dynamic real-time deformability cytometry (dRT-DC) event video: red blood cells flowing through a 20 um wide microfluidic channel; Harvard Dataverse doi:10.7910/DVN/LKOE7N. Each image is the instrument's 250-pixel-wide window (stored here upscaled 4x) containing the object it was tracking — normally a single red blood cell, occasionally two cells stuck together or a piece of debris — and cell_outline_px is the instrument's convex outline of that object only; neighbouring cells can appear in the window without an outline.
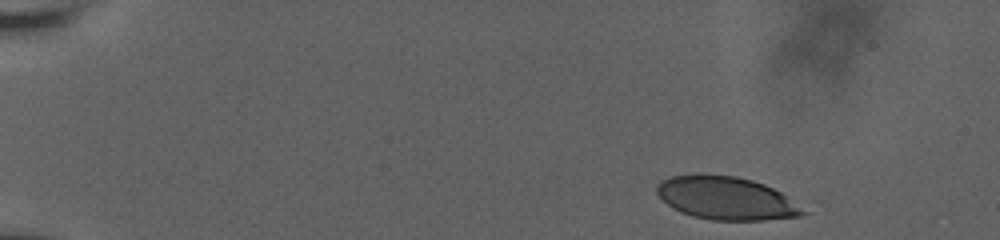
{"species": "human", "species_latin": "Homo sapiens", "temperature_condition": "room temperature", "stored_images_in_passage": 55, "camera_frame_rate_fps": 3000, "um_per_image_px": 0.085, "donor": {"sex": "male"}, "frame": {"image": 1, "passage_image": 1, "time_ms": 0.0, "image_size_px": [1000, 240], "cell_outline_px": [[808, 212], [800, 216], [764, 220], [712, 220], [692, 216], [680, 212], [672, 208], [656, 192], [656, 184], [672, 176], [696, 172], [736, 176], [752, 180], [764, 184], [780, 192]], "centroid_in_image_um": [61.68, 16.83], "position_along_channel_um": 23.3, "area_um2": 36.82}}
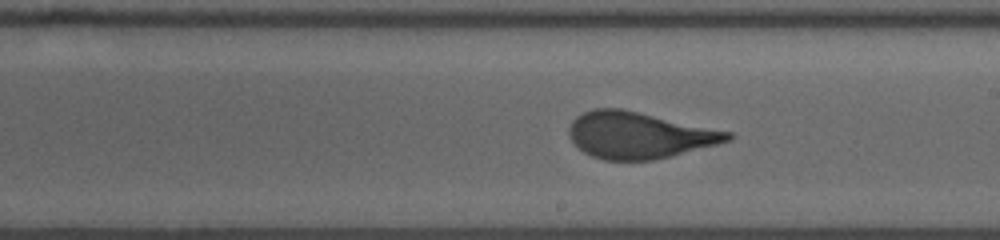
{"frame": {"image": 2, "passage_image": 30, "time_ms": 9.333, "image_size_px": [1000, 240], "cell_outline_px": [[736, 136], [728, 140], [716, 144], [652, 160], [604, 160], [592, 156], [584, 152], [572, 140], [568, 132], [568, 128], [572, 120], [576, 116], [592, 108], [620, 108], [732, 132]], "centroid_in_image_um": [54.28, 11.48], "position_along_channel_um": 234.7, "area_um2": 42.48}}
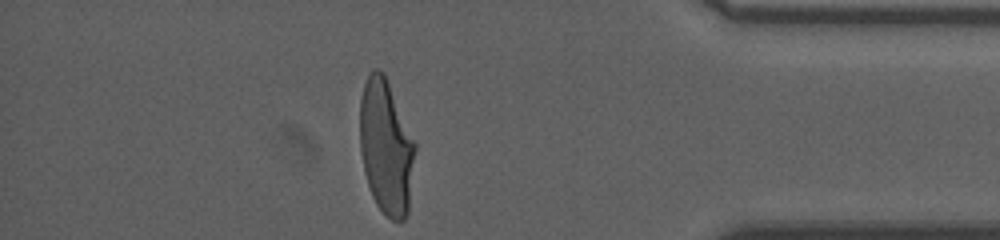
{"frame": {"image": 3, "passage_image": 53, "time_ms": 14.667, "image_size_px": [1000, 240], "cell_outline_px": [[416, 148], [408, 212], [404, 220], [392, 220], [376, 204], [372, 196], [364, 172], [360, 148], [360, 100], [364, 84], [372, 68], [376, 68], [384, 72], [416, 144]], "centroid_in_image_um": [32.81, 12.48], "position_along_channel_um": 402.4, "area_um2": 43.23}, "authors_computed_cell_mechanics": {"area_um2": 42.772, "velocity_mm_per_s": 3.6604, "shape_relaxation_time_tau1_ms": 5.5311, "shape_relaxation_time_tau2_ms": null, "deformation_change_tau1": 0.2111, "deformation_change_tau2": null}}